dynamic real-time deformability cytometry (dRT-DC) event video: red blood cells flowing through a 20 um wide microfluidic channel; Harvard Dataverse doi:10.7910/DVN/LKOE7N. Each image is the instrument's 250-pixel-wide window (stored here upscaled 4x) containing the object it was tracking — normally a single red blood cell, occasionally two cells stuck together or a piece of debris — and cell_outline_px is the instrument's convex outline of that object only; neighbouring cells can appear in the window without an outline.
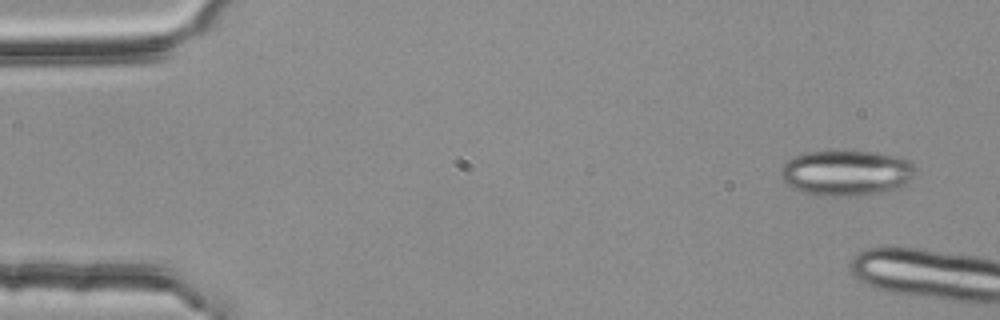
{"species": "common noctule bat (a hibernating species)", "species_latin": "Nyctalus noctula", "temperature_condition": "room temperature", "stored_images_in_passage": 7, "camera_frame_rate_fps": 3000, "um_per_image_px": 0.085, "animal": {"sex": "female", "body_mass_g": 25.1}, "frame": {"image": 1, "passage_image": 3, "time_ms": 0.667, "image_size_px": [1000, 320], "cell_outline_px": [[916, 168], [912, 176], [904, 184], [896, 188], [876, 192], [848, 196], [832, 196], [804, 192], [792, 188], [780, 176], [780, 168], [792, 156], [804, 152], [868, 152], [896, 156], [908, 160]], "centroid_in_image_um": [71.88, 14.69], "position_along_channel_um": 13.1, "area_um2": 34.97}}